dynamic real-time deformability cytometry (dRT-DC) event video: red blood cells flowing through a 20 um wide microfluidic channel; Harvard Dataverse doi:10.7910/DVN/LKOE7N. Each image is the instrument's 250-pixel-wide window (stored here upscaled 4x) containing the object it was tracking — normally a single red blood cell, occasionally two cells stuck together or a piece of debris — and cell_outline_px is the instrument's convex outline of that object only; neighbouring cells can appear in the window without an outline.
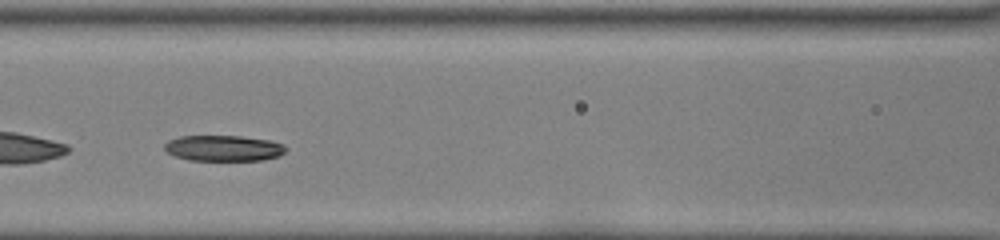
{"species": "common noctule bat (a hibernating species)", "species_latin": "Nyctalus noctula", "temperature_condition": "room temperature", "stored_images_in_passage": 38, "camera_frame_rate_fps": 3000, "um_per_image_px": 0.085, "animal": {"sex": "female", "body_mass_g": 22.0, "forearm_length_mm": 56.7}, "frame": {"image": 1, "passage_image": 12, "time_ms": 3.667, "image_size_px": [1000, 240], "cell_outline_px": [[288, 148], [280, 156], [264, 160], [188, 160], [176, 156], [168, 152], [164, 148], [164, 144], [168, 140], [180, 136], [240, 136], [268, 140], [284, 144]], "centroid_in_image_um": [19.02, 12.59], "position_along_channel_um": 147.6, "area_um2": 18.26}}
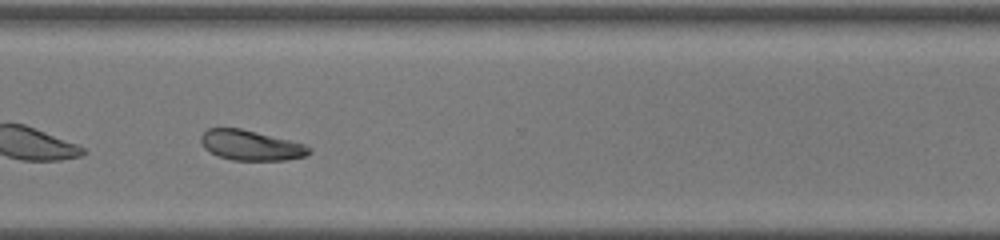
{"frame": {"image": 2, "passage_image": 27, "time_ms": 8.667, "image_size_px": [1000, 240], "cell_outline_px": [[312, 152], [304, 156], [284, 160], [232, 160], [220, 156], [204, 148], [200, 140], [200, 136], [208, 128], [240, 128], [304, 144], [312, 148]], "centroid_in_image_um": [21.31, 12.35], "position_along_channel_um": 349.3, "area_um2": 18.73}, "authors_computed_cell_mechanics": {"area_um2": 19.1029, "velocity_mm_per_s": 4.0351, "shape_relaxation_time_tau1_ms": 4.7796, "shape_relaxation_time_tau2_ms": 5.1945, "deformation_change_tau1": 0.1385, "deformation_change_tau2": 0.0945}}